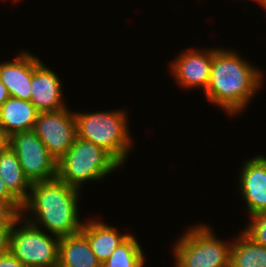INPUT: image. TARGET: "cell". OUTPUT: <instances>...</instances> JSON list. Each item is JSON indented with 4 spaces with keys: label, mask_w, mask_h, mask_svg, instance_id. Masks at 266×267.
<instances>
[{
    "label": "cell",
    "mask_w": 266,
    "mask_h": 267,
    "mask_svg": "<svg viewBox=\"0 0 266 267\" xmlns=\"http://www.w3.org/2000/svg\"><path fill=\"white\" fill-rule=\"evenodd\" d=\"M206 222L187 226L172 246L174 267H230L233 239L216 236L214 228Z\"/></svg>",
    "instance_id": "277c9868"
},
{
    "label": "cell",
    "mask_w": 266,
    "mask_h": 267,
    "mask_svg": "<svg viewBox=\"0 0 266 267\" xmlns=\"http://www.w3.org/2000/svg\"><path fill=\"white\" fill-rule=\"evenodd\" d=\"M137 236L131 233L113 251L102 267H144L146 256Z\"/></svg>",
    "instance_id": "ac0fdd59"
},
{
    "label": "cell",
    "mask_w": 266,
    "mask_h": 267,
    "mask_svg": "<svg viewBox=\"0 0 266 267\" xmlns=\"http://www.w3.org/2000/svg\"><path fill=\"white\" fill-rule=\"evenodd\" d=\"M126 108L94 112L74 110L77 137L102 147L122 166L135 147Z\"/></svg>",
    "instance_id": "3957f363"
},
{
    "label": "cell",
    "mask_w": 266,
    "mask_h": 267,
    "mask_svg": "<svg viewBox=\"0 0 266 267\" xmlns=\"http://www.w3.org/2000/svg\"><path fill=\"white\" fill-rule=\"evenodd\" d=\"M246 221L247 225L241 230L254 242L266 248V211L252 215Z\"/></svg>",
    "instance_id": "d6986e66"
},
{
    "label": "cell",
    "mask_w": 266,
    "mask_h": 267,
    "mask_svg": "<svg viewBox=\"0 0 266 267\" xmlns=\"http://www.w3.org/2000/svg\"><path fill=\"white\" fill-rule=\"evenodd\" d=\"M39 111L31 101L9 97L0 106V127L9 135L33 130Z\"/></svg>",
    "instance_id": "5bb4252c"
},
{
    "label": "cell",
    "mask_w": 266,
    "mask_h": 267,
    "mask_svg": "<svg viewBox=\"0 0 266 267\" xmlns=\"http://www.w3.org/2000/svg\"><path fill=\"white\" fill-rule=\"evenodd\" d=\"M234 235L230 267H266V248L254 242L242 230Z\"/></svg>",
    "instance_id": "e0dca14e"
},
{
    "label": "cell",
    "mask_w": 266,
    "mask_h": 267,
    "mask_svg": "<svg viewBox=\"0 0 266 267\" xmlns=\"http://www.w3.org/2000/svg\"><path fill=\"white\" fill-rule=\"evenodd\" d=\"M7 1V0H6ZM10 2L13 1L14 3H17L18 1H21V0H9ZM17 1V2H16ZM24 1V0H22Z\"/></svg>",
    "instance_id": "4316f807"
},
{
    "label": "cell",
    "mask_w": 266,
    "mask_h": 267,
    "mask_svg": "<svg viewBox=\"0 0 266 267\" xmlns=\"http://www.w3.org/2000/svg\"><path fill=\"white\" fill-rule=\"evenodd\" d=\"M247 1H248V0H247ZM250 1H251V2L254 1V2L257 4V1H258V0H250Z\"/></svg>",
    "instance_id": "83f0119b"
},
{
    "label": "cell",
    "mask_w": 266,
    "mask_h": 267,
    "mask_svg": "<svg viewBox=\"0 0 266 267\" xmlns=\"http://www.w3.org/2000/svg\"><path fill=\"white\" fill-rule=\"evenodd\" d=\"M10 97L7 87L0 80V106Z\"/></svg>",
    "instance_id": "d4e9b609"
},
{
    "label": "cell",
    "mask_w": 266,
    "mask_h": 267,
    "mask_svg": "<svg viewBox=\"0 0 266 267\" xmlns=\"http://www.w3.org/2000/svg\"><path fill=\"white\" fill-rule=\"evenodd\" d=\"M0 177L21 204L28 199L32 184L24 175L19 159L11 147L0 154Z\"/></svg>",
    "instance_id": "2e32d148"
},
{
    "label": "cell",
    "mask_w": 266,
    "mask_h": 267,
    "mask_svg": "<svg viewBox=\"0 0 266 267\" xmlns=\"http://www.w3.org/2000/svg\"><path fill=\"white\" fill-rule=\"evenodd\" d=\"M11 60L0 62V80L11 97L30 101L33 52L21 49Z\"/></svg>",
    "instance_id": "7c38bea8"
},
{
    "label": "cell",
    "mask_w": 266,
    "mask_h": 267,
    "mask_svg": "<svg viewBox=\"0 0 266 267\" xmlns=\"http://www.w3.org/2000/svg\"><path fill=\"white\" fill-rule=\"evenodd\" d=\"M121 167L105 149L76 136L67 153L57 161L56 178L82 191L87 182H103Z\"/></svg>",
    "instance_id": "5b68a950"
},
{
    "label": "cell",
    "mask_w": 266,
    "mask_h": 267,
    "mask_svg": "<svg viewBox=\"0 0 266 267\" xmlns=\"http://www.w3.org/2000/svg\"><path fill=\"white\" fill-rule=\"evenodd\" d=\"M263 72L237 50L219 46L213 53L210 80L203 95L217 110L235 118L263 89Z\"/></svg>",
    "instance_id": "6da1fadb"
},
{
    "label": "cell",
    "mask_w": 266,
    "mask_h": 267,
    "mask_svg": "<svg viewBox=\"0 0 266 267\" xmlns=\"http://www.w3.org/2000/svg\"><path fill=\"white\" fill-rule=\"evenodd\" d=\"M0 202L11 205L19 214H21L22 204L9 192L1 177H0Z\"/></svg>",
    "instance_id": "44dd1931"
},
{
    "label": "cell",
    "mask_w": 266,
    "mask_h": 267,
    "mask_svg": "<svg viewBox=\"0 0 266 267\" xmlns=\"http://www.w3.org/2000/svg\"><path fill=\"white\" fill-rule=\"evenodd\" d=\"M58 267H102L87 238L78 232L59 241Z\"/></svg>",
    "instance_id": "9a60e30c"
},
{
    "label": "cell",
    "mask_w": 266,
    "mask_h": 267,
    "mask_svg": "<svg viewBox=\"0 0 266 267\" xmlns=\"http://www.w3.org/2000/svg\"><path fill=\"white\" fill-rule=\"evenodd\" d=\"M257 4H259V6L263 7V9L266 12V0H258ZM266 17V16H265Z\"/></svg>",
    "instance_id": "484cf974"
},
{
    "label": "cell",
    "mask_w": 266,
    "mask_h": 267,
    "mask_svg": "<svg viewBox=\"0 0 266 267\" xmlns=\"http://www.w3.org/2000/svg\"><path fill=\"white\" fill-rule=\"evenodd\" d=\"M12 228H0V255L9 253Z\"/></svg>",
    "instance_id": "7402d4cb"
},
{
    "label": "cell",
    "mask_w": 266,
    "mask_h": 267,
    "mask_svg": "<svg viewBox=\"0 0 266 267\" xmlns=\"http://www.w3.org/2000/svg\"><path fill=\"white\" fill-rule=\"evenodd\" d=\"M0 267H25L15 256L10 252L0 255Z\"/></svg>",
    "instance_id": "603a6c76"
},
{
    "label": "cell",
    "mask_w": 266,
    "mask_h": 267,
    "mask_svg": "<svg viewBox=\"0 0 266 267\" xmlns=\"http://www.w3.org/2000/svg\"><path fill=\"white\" fill-rule=\"evenodd\" d=\"M46 65L41 58L33 54L30 101L39 112L58 111L68 107L63 91L64 82L57 72Z\"/></svg>",
    "instance_id": "8fae6325"
},
{
    "label": "cell",
    "mask_w": 266,
    "mask_h": 267,
    "mask_svg": "<svg viewBox=\"0 0 266 267\" xmlns=\"http://www.w3.org/2000/svg\"><path fill=\"white\" fill-rule=\"evenodd\" d=\"M20 214L6 203L0 202V228H12Z\"/></svg>",
    "instance_id": "ffe728a7"
},
{
    "label": "cell",
    "mask_w": 266,
    "mask_h": 267,
    "mask_svg": "<svg viewBox=\"0 0 266 267\" xmlns=\"http://www.w3.org/2000/svg\"><path fill=\"white\" fill-rule=\"evenodd\" d=\"M85 218L81 233L87 238L90 248L103 264L113 253L116 247L122 243L131 233L120 231L117 226H112L110 223L102 221L99 216L96 219Z\"/></svg>",
    "instance_id": "4fadbf2b"
},
{
    "label": "cell",
    "mask_w": 266,
    "mask_h": 267,
    "mask_svg": "<svg viewBox=\"0 0 266 267\" xmlns=\"http://www.w3.org/2000/svg\"><path fill=\"white\" fill-rule=\"evenodd\" d=\"M237 192L245 202L247 217L266 211V156L256 155L241 162Z\"/></svg>",
    "instance_id": "30bf717a"
},
{
    "label": "cell",
    "mask_w": 266,
    "mask_h": 267,
    "mask_svg": "<svg viewBox=\"0 0 266 267\" xmlns=\"http://www.w3.org/2000/svg\"><path fill=\"white\" fill-rule=\"evenodd\" d=\"M33 131L58 161L77 136L74 111L68 106L58 111L39 112Z\"/></svg>",
    "instance_id": "ba28073f"
},
{
    "label": "cell",
    "mask_w": 266,
    "mask_h": 267,
    "mask_svg": "<svg viewBox=\"0 0 266 267\" xmlns=\"http://www.w3.org/2000/svg\"><path fill=\"white\" fill-rule=\"evenodd\" d=\"M59 241L20 215L11 230L9 252L25 267H58Z\"/></svg>",
    "instance_id": "8992f818"
},
{
    "label": "cell",
    "mask_w": 266,
    "mask_h": 267,
    "mask_svg": "<svg viewBox=\"0 0 266 267\" xmlns=\"http://www.w3.org/2000/svg\"><path fill=\"white\" fill-rule=\"evenodd\" d=\"M81 194V190L57 178L33 183L20 215L59 238L76 234L85 222V219H80Z\"/></svg>",
    "instance_id": "7a4b0ae2"
},
{
    "label": "cell",
    "mask_w": 266,
    "mask_h": 267,
    "mask_svg": "<svg viewBox=\"0 0 266 267\" xmlns=\"http://www.w3.org/2000/svg\"><path fill=\"white\" fill-rule=\"evenodd\" d=\"M10 147V136L0 127V154Z\"/></svg>",
    "instance_id": "cb8c5ba5"
},
{
    "label": "cell",
    "mask_w": 266,
    "mask_h": 267,
    "mask_svg": "<svg viewBox=\"0 0 266 267\" xmlns=\"http://www.w3.org/2000/svg\"><path fill=\"white\" fill-rule=\"evenodd\" d=\"M218 47H189L182 49L169 62V74L173 76L177 87L188 90H202L204 93L210 80L213 53Z\"/></svg>",
    "instance_id": "9c48e42d"
},
{
    "label": "cell",
    "mask_w": 266,
    "mask_h": 267,
    "mask_svg": "<svg viewBox=\"0 0 266 267\" xmlns=\"http://www.w3.org/2000/svg\"><path fill=\"white\" fill-rule=\"evenodd\" d=\"M10 147L16 153L24 175L31 184L56 178L57 160L33 130L12 134Z\"/></svg>",
    "instance_id": "52a82bcc"
}]
</instances>
